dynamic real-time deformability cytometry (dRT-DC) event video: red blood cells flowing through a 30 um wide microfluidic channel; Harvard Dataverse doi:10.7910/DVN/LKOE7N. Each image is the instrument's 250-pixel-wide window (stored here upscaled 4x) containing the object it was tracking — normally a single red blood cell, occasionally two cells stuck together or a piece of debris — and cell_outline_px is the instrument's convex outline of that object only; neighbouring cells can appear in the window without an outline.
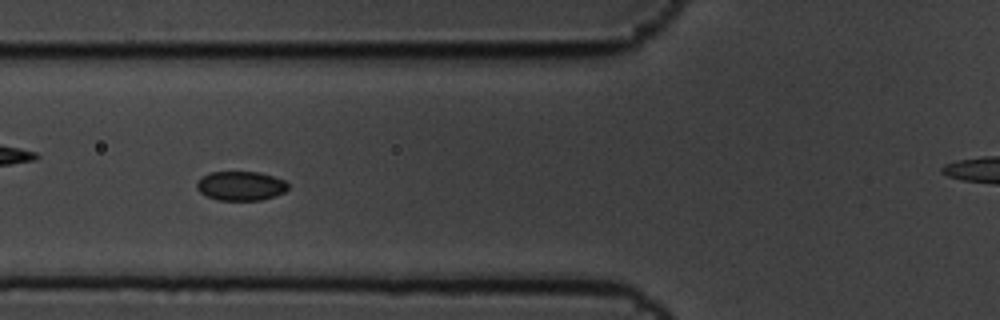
{"species": "common noctule bat (a hibernating species)", "species_latin": "Nyctalus noctula", "temperature_condition": "cold", "stored_images_in_passage": 6, "camera_frame_rate_fps": 3000, "um_per_image_px": 0.085, "animal": {"sex": "male", "body_mass_g": 19.5, "forearm_length_mm": 54.6}, "frame": {"image": 1, "passage_image": 5, "time_ms": 1.333, "image_size_px": [1000, 320], "cell_outline_px": [[288, 188], [284, 192], [276, 196], [260, 200], [216, 200], [200, 192], [196, 188], [196, 180], [200, 176], [208, 172], [260, 172], [284, 180], [288, 184]], "centroid_in_image_um": [20.42, 15.79], "position_along_channel_um": 105.4, "area_um2": 15.72}}
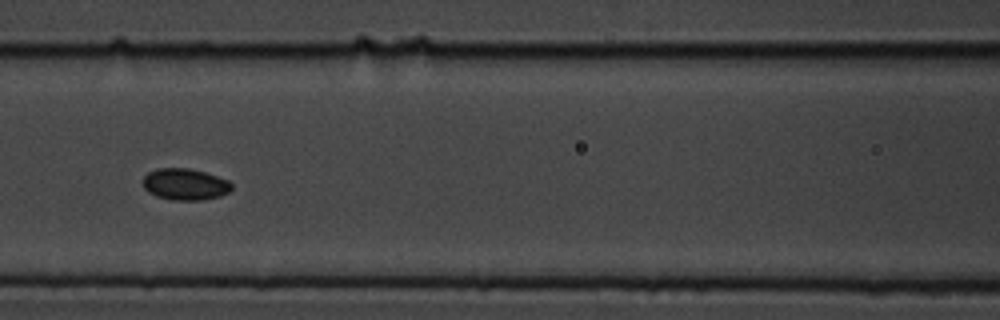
{"frame": {"image": 2, "passage_image": 6, "time_ms": 1.667, "image_size_px": [1000, 320], "cell_outline_px": [[232, 188], [228, 192], [220, 196], [204, 200], [172, 200], [156, 196], [148, 192], [144, 188], [144, 176], [148, 172], [156, 168], [188, 168], [204, 172], [228, 180], [232, 184]], "centroid_in_image_um": [15.72, 15.67], "position_along_channel_um": 150.9, "area_um2": 16.3}}